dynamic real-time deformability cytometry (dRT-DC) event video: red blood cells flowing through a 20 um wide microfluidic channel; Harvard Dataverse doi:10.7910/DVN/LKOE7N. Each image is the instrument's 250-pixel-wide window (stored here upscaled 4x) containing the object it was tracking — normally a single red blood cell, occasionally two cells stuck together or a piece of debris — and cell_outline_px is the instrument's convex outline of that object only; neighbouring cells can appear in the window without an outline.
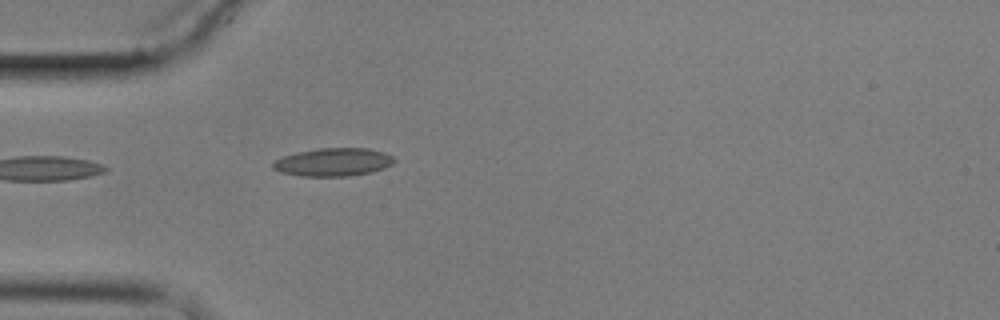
{"species": "common noctule bat (a hibernating species)", "species_latin": "Nyctalus noctula", "temperature_condition": "cold", "stored_images_in_passage": 5, "camera_frame_rate_fps": 3000, "um_per_image_px": 0.085, "animal": {"sex": "male", "body_mass_g": 17.9}, "frame": {"image": 1, "passage_image": 4, "time_ms": 4.667, "image_size_px": [1000, 320], "cell_outline_px": [[396, 160], [392, 164], [384, 168], [372, 172], [348, 176], [300, 176], [280, 172], [272, 168], [272, 164], [276, 160], [284, 156], [296, 152], [320, 148], [368, 148], [384, 152], [392, 156]], "centroid_in_image_um": [28.34, 13.78], "position_along_channel_um": 56.7, "area_um2": 19.88}}